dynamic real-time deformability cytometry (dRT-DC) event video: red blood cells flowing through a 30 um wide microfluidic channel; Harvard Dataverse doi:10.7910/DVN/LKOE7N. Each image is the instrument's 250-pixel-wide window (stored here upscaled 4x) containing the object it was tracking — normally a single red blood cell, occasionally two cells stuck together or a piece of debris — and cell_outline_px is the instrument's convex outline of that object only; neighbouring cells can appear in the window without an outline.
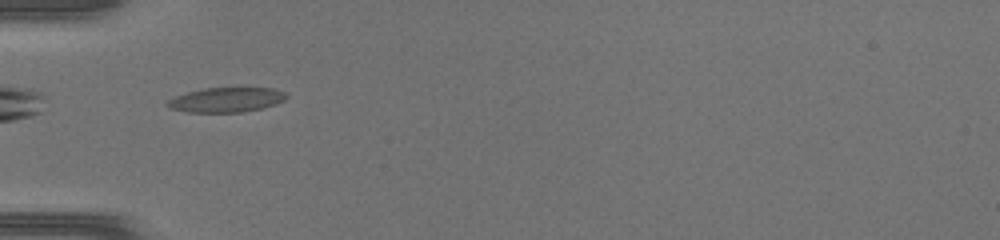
{"species": "common noctule bat (a hibernating species)", "species_latin": "Nyctalus noctula", "temperature_condition": "warm", "stored_images_in_passage": 29, "camera_frame_rate_fps": 3000, "um_per_image_px": 0.085, "animal": {"sex": "female", "body_mass_g": 17.0, "forearm_length_mm": 48.0}, "frame": {"image": 1, "passage_image": 1, "time_ms": 0.0, "image_size_px": [1000, 240], "cell_outline_px": [[288, 96], [284, 100], [276, 104], [260, 108], [240, 112], [188, 112], [172, 108], [164, 104], [168, 100], [176, 96], [188, 92], [204, 88], [272, 88], [284, 92]], "centroid_in_image_um": [19.23, 8.48], "position_along_channel_um": 65.8, "area_um2": 16.88}}
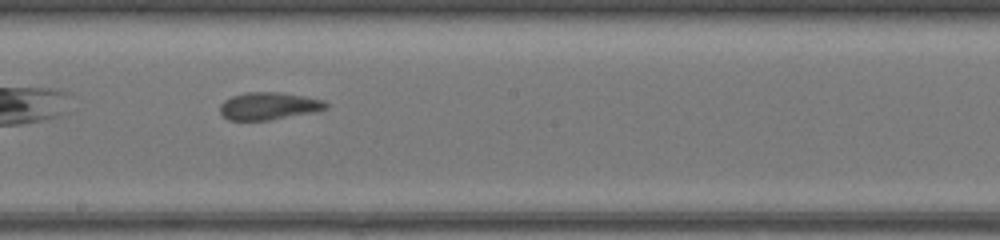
{"frame": {"image": 2, "passage_image": 12, "time_ms": 3.667, "image_size_px": [1000, 240], "cell_outline_px": [[328, 108], [268, 120], [228, 120], [220, 112], [220, 104], [224, 100], [232, 96], [244, 92], [280, 92], [304, 96], [324, 100], [328, 104]], "centroid_in_image_um": [22.8, 8.99], "position_along_channel_um": 225.4, "area_um2": 16.7}}
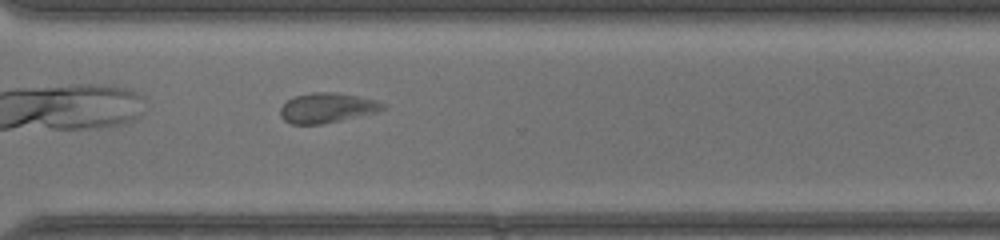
{"frame": {"image": 3, "passage_image": 20, "time_ms": 6.333, "image_size_px": [1000, 240], "cell_outline_px": [[384, 108], [380, 112], [320, 124], [292, 124], [284, 120], [280, 116], [280, 108], [288, 100], [296, 96], [312, 92], [336, 92], [376, 100], [384, 104]], "centroid_in_image_um": [27.8, 9.17], "position_along_channel_um": 342.8, "area_um2": 17.74}}